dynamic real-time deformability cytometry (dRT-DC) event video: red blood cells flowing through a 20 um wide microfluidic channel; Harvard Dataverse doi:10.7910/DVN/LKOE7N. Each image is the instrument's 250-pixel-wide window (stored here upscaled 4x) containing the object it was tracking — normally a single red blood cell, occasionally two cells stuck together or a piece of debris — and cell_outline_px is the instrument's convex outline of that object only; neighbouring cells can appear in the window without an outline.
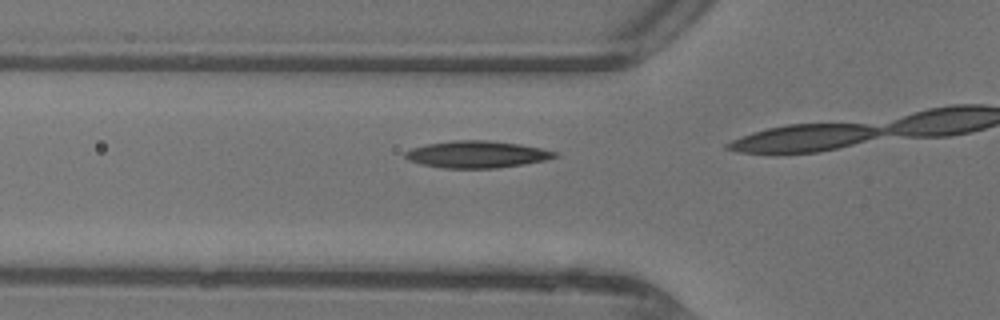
{"species": "common noctule bat (a hibernating species)", "species_latin": "Nyctalus noctula", "temperature_condition": "warm", "stored_images_in_passage": 12, "camera_frame_rate_fps": 3000, "um_per_image_px": 0.085, "animal": {"sex": "female"}, "frame": {"image": 1, "passage_image": 9, "time_ms": 2.667, "image_size_px": [1000, 320], "cell_outline_px": [[560, 156], [544, 160], [524, 164], [496, 168], [440, 168], [420, 164], [408, 160], [404, 156], [404, 152], [412, 148], [428, 144], [452, 140], [488, 140], [520, 144], [560, 152]], "centroid_in_image_um": [40.54, 13.12], "position_along_channel_um": 85.3, "area_um2": 23.64}}
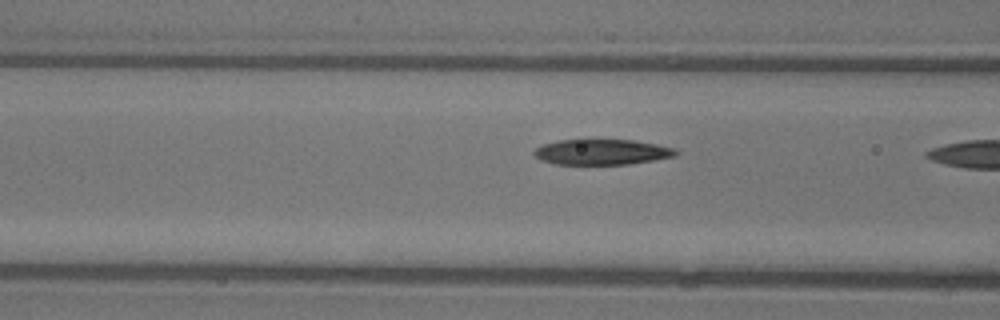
{"frame": {"image": 2, "passage_image": 11, "time_ms": 3.333, "image_size_px": [1000, 320], "cell_outline_px": [[680, 152], [676, 156], [628, 164], [556, 164], [540, 160], [532, 152], [540, 144], [560, 140], [636, 140], [676, 148]], "centroid_in_image_um": [51.17, 12.91], "position_along_channel_um": 115.4, "area_um2": 21.1}}